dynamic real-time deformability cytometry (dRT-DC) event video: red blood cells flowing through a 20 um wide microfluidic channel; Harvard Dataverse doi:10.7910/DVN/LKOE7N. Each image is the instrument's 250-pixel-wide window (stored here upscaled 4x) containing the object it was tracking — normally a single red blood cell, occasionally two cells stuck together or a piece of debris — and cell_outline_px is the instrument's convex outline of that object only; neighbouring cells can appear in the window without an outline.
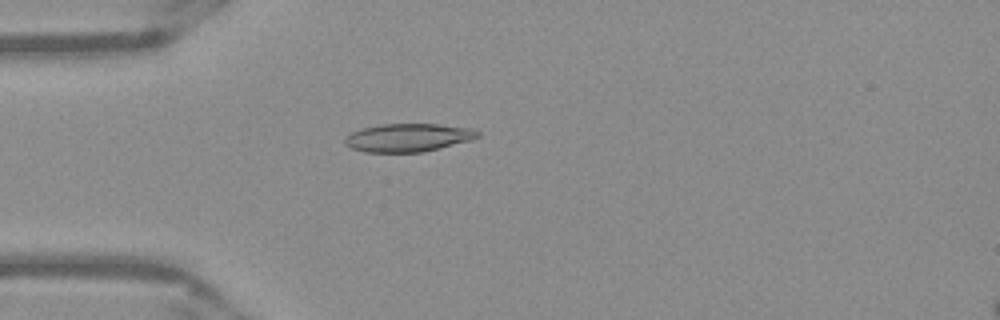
{"species": "Egyptian fruit bat (a non-hibernating species)", "species_latin": "Rousettus aegyptiacus", "temperature_condition": "warm", "stored_images_in_passage": 43, "camera_frame_rate_fps": 3000, "um_per_image_px": 0.085, "frame": {"image": 1, "passage_image": 6, "time_ms": 1.667, "image_size_px": [1000, 320], "cell_outline_px": [[480, 136], [472, 140], [424, 152], [364, 152], [352, 148], [344, 144], [344, 140], [352, 132], [364, 128], [380, 124], [436, 124], [468, 128], [480, 132]], "centroid_in_image_um": [34.7, 11.7], "position_along_channel_um": 50.3, "area_um2": 21.68}}
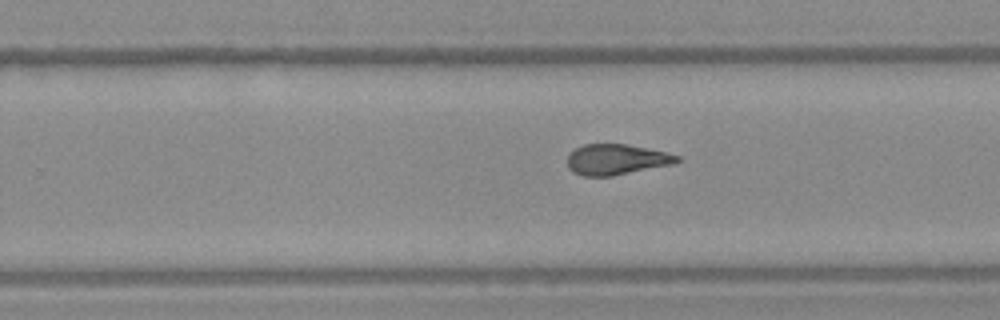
{"frame": {"image": 2, "passage_image": 24, "time_ms": 7.667, "image_size_px": [1000, 320], "cell_outline_px": [[680, 160], [672, 164], [612, 176], [584, 176], [572, 172], [568, 168], [568, 156], [576, 148], [584, 144], [624, 144], [664, 152], [680, 156]], "centroid_in_image_um": [52.36, 13.56], "position_along_channel_um": 277.4, "area_um2": 19.25}}
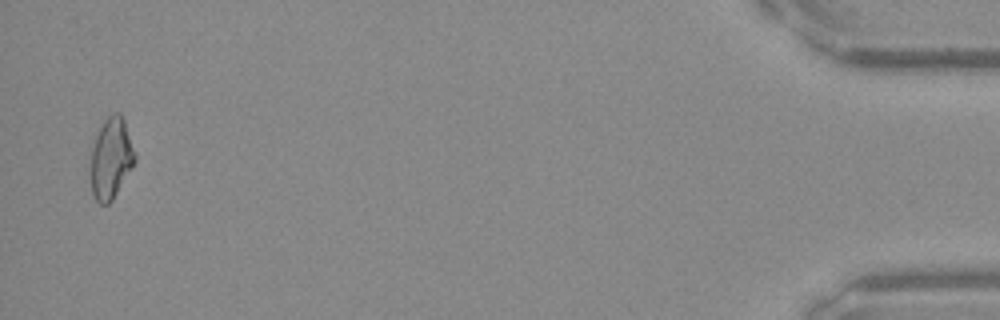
{"frame": {"image": 3, "passage_image": 42, "time_ms": 13.667, "image_size_px": [1000, 320], "cell_outline_px": [[136, 160], [132, 168], [112, 200], [108, 204], [100, 204], [92, 196], [92, 148], [96, 136], [104, 120], [112, 112], [120, 112], [124, 120], [136, 152]], "centroid_in_image_um": [9.47, 13.44], "position_along_channel_um": 425.7, "area_um2": 20.69}, "authors_computed_cell_mechanics": {"area_um2": 20.2878, "velocity_mm_per_s": 3.9503, "shape_relaxation_time_tau1_ms": null, "shape_relaxation_time_tau2_ms": 1.6625, "deformation_change_tau1": null, "deformation_change_tau2": 0.0836}}